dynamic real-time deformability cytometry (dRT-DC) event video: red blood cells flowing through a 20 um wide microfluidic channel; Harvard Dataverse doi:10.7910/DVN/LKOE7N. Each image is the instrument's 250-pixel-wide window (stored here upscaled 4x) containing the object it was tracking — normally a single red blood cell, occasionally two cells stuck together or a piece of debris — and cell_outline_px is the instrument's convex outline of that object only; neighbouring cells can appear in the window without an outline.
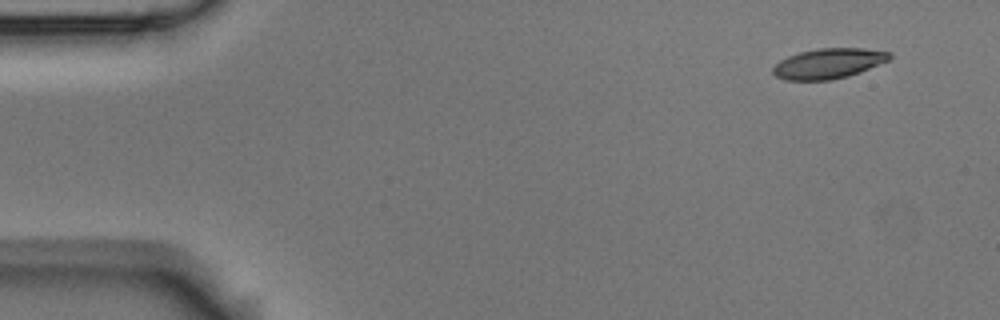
{"species": "Egyptian fruit bat (a non-hibernating species)", "species_latin": "Rousettus aegyptiacus", "temperature_condition": "room temperature", "stored_images_in_passage": 6, "camera_frame_rate_fps": 3000, "um_per_image_px": 0.085, "animal": {"sex": "male"}, "frame": {"image": 1, "passage_image": 1, "time_ms": 0.0, "image_size_px": [1000, 320], "cell_outline_px": [[892, 56], [888, 60], [860, 72], [848, 76], [828, 80], [788, 80], [776, 76], [772, 72], [772, 68], [780, 60], [788, 56], [800, 52], [816, 48], [864, 48], [892, 52]], "centroid_in_image_um": [70.42, 5.38], "position_along_channel_um": 14.6, "area_um2": 20.46}}
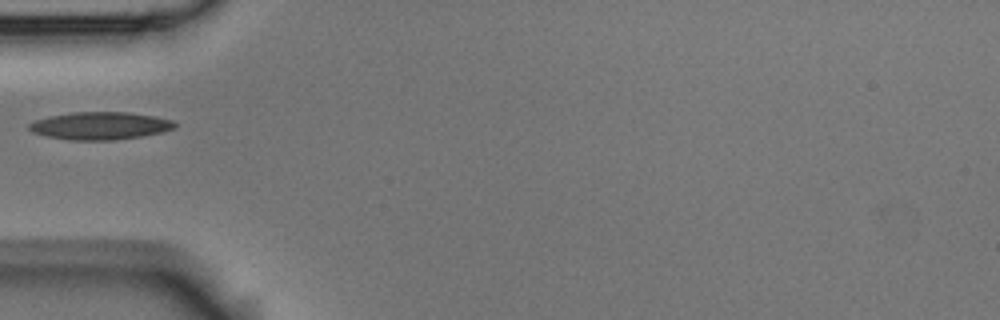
{"frame": {"image": 2, "passage_image": 5, "time_ms": 1.333, "image_size_px": [1000, 320], "cell_outline_px": [[176, 128], [160, 132], [140, 136], [112, 140], [68, 140], [44, 136], [32, 132], [28, 128], [28, 124], [36, 120], [48, 116], [72, 112], [128, 112], [156, 116], [172, 120], [176, 124]], "centroid_in_image_um": [8.48, 10.68], "position_along_channel_um": 76.5, "area_um2": 23.52}}
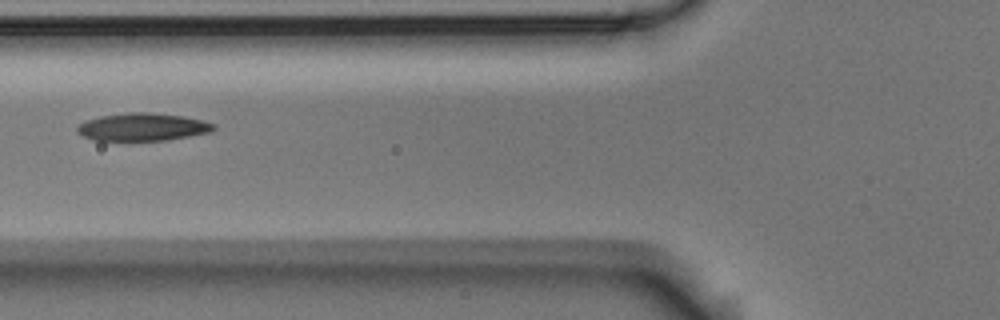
{"frame": {"image": 3, "passage_image": 6, "time_ms": 1.667, "image_size_px": [1000, 320], "cell_outline_px": [[216, 128], [212, 132], [168, 140], [92, 140], [76, 132], [76, 128], [84, 120], [100, 116], [128, 112], [148, 112], [184, 116], [216, 124]], "centroid_in_image_um": [12.12, 10.79], "position_along_channel_um": 113.7, "area_um2": 22.14}}